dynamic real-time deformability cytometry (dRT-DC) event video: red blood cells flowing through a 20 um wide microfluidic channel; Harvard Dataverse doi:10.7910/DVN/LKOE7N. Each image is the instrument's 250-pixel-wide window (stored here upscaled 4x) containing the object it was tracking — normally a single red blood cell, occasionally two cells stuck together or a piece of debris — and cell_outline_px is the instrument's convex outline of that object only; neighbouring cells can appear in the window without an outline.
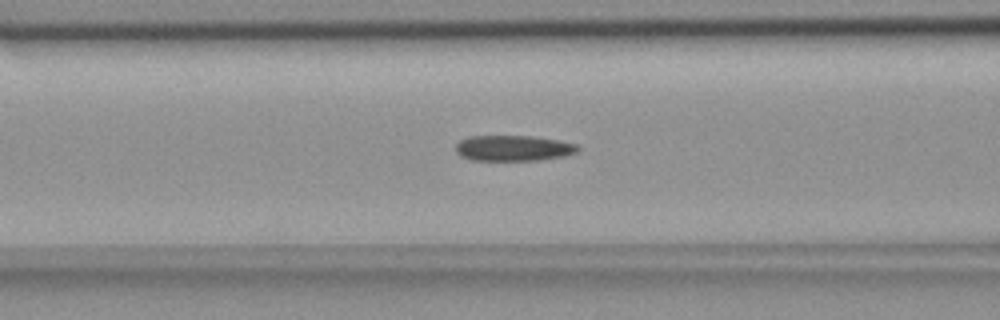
{"species": "common noctule bat (a hibernating species)", "species_latin": "Nyctalus noctula", "temperature_condition": "room temperature", "stored_images_in_passage": 45, "camera_frame_rate_fps": 3000, "um_per_image_px": 0.085, "animal": {"sex": "female", "body_mass_g": 18.4}, "frame": {"image": 1, "passage_image": 12, "time_ms": 3.667, "image_size_px": [1000, 320], "cell_outline_px": [[580, 148], [576, 152], [564, 156], [536, 160], [472, 160], [460, 156], [456, 152], [456, 144], [460, 140], [468, 136], [532, 136], [560, 140], [576, 144]], "centroid_in_image_um": [43.62, 12.58], "position_along_channel_um": 123.0, "area_um2": 18.26}}
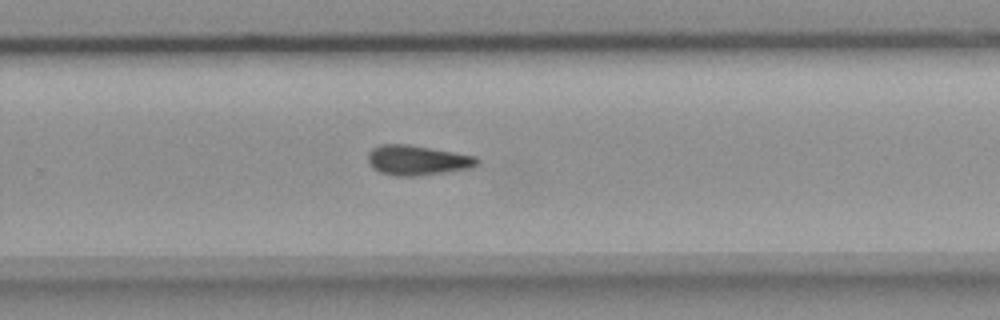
{"frame": {"image": 2, "passage_image": 26, "time_ms": 8.333, "image_size_px": [1000, 320], "cell_outline_px": [[480, 164], [472, 168], [416, 176], [396, 176], [380, 172], [372, 168], [368, 160], [368, 152], [372, 148], [380, 144], [408, 144], [476, 156], [480, 160]], "centroid_in_image_um": [35.48, 13.62], "position_along_channel_um": 294.3, "area_um2": 19.13}}
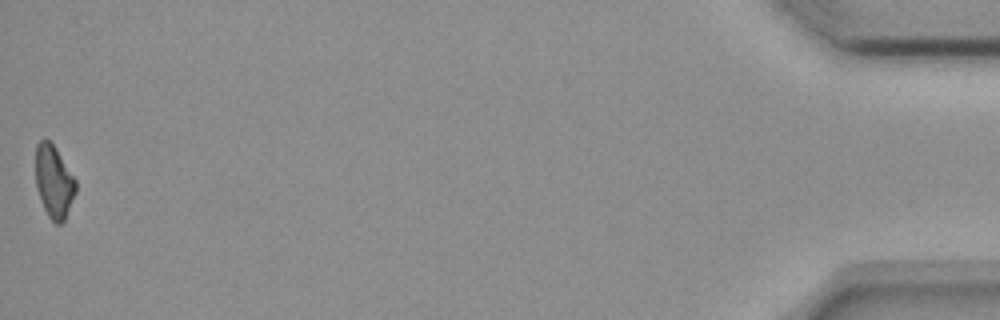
{"frame": {"image": 3, "passage_image": 45, "time_ms": 14.667, "image_size_px": [1000, 320], "cell_outline_px": [[76, 192], [64, 220], [60, 224], [56, 224], [48, 216], [40, 200], [36, 184], [36, 144], [40, 140], [48, 140], [56, 148], [76, 180]], "centroid_in_image_um": [4.58, 15.44], "position_along_channel_um": 430.6, "area_um2": 16.82}, "authors_computed_cell_mechanics": {"area_um2": 18.4382, "velocity_mm_per_s": 3.6946, "shape_relaxation_time_tau1_ms": 8.558, "shape_relaxation_time_tau2_ms": 4.6726, "deformation_change_tau1": 0.1658, "deformation_change_tau2": 0.1139}}